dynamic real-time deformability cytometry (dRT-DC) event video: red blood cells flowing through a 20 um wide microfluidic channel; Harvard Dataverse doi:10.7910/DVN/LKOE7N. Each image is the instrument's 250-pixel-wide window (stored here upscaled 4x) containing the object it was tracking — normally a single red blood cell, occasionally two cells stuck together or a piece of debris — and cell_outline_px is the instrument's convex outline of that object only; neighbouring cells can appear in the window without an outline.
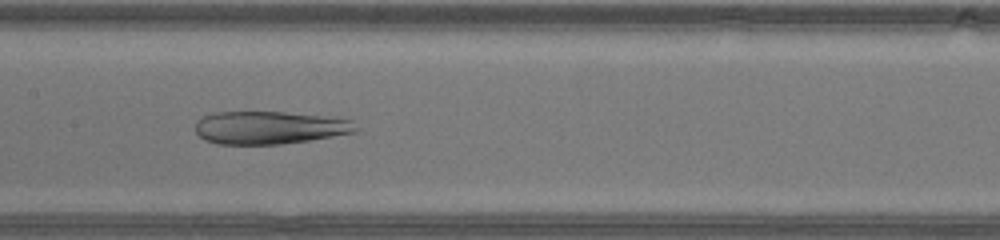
{"species": "human", "species_latin": "Homo sapiens", "temperature_condition": "warm", "stored_images_in_passage": 32, "camera_frame_rate_fps": 3000, "um_per_image_px": 0.085, "donor": {"sex": "male"}, "frame": {"image": 1, "passage_image": 9, "time_ms": 2.667, "image_size_px": [1000, 240], "cell_outline_px": [[360, 128], [356, 132], [308, 140], [280, 144], [216, 144], [204, 140], [196, 132], [196, 120], [200, 116], [212, 112], [284, 112], [320, 116], [352, 120]], "centroid_in_image_um": [22.86, 10.84], "position_along_channel_um": 184.5, "area_um2": 30.75}}
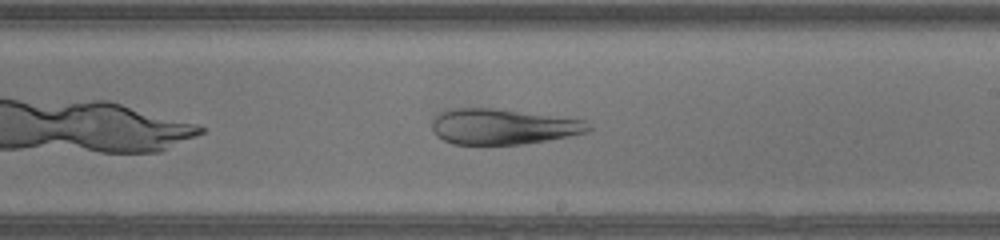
{"frame": {"image": 2, "passage_image": 13, "time_ms": 4.0, "image_size_px": [1000, 240], "cell_outline_px": [[592, 128], [588, 132], [548, 140], [524, 144], [452, 144], [436, 136], [432, 128], [432, 116], [444, 108], [496, 108], [584, 120]], "centroid_in_image_um": [42.67, 10.75], "position_along_channel_um": 246.3, "area_um2": 32.66}}
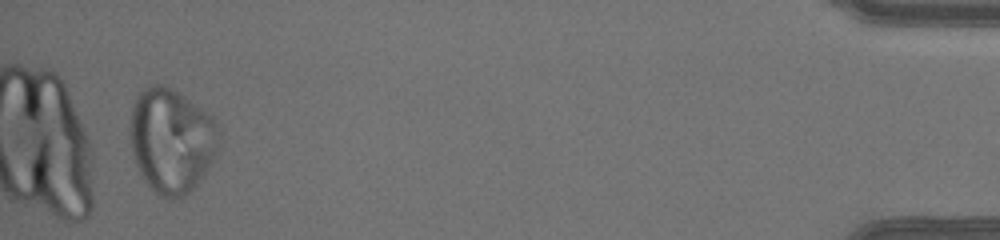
{"frame": {"image": 3, "passage_image": 30, "time_ms": 9.667, "image_size_px": [1000, 240], "cell_outline_px": [[216, 152], [208, 168], [200, 180], [184, 196], [172, 200], [160, 196], [144, 180], [136, 164], [132, 152], [128, 136], [128, 124], [132, 104], [136, 92], [148, 84], [164, 84], [208, 112], [212, 116], [216, 124]], "centroid_in_image_um": [14.49, 11.9], "position_along_channel_um": 420.7, "area_um2": 54.39}}